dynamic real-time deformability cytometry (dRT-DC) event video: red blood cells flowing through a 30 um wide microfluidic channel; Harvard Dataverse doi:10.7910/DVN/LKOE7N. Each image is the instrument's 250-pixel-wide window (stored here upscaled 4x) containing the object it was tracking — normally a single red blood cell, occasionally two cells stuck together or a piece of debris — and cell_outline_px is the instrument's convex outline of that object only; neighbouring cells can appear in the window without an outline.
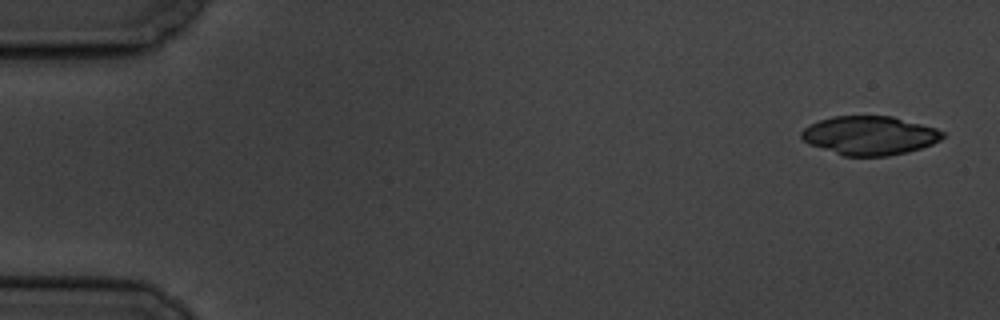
{"species": "common noctule bat (a hibernating species)", "species_latin": "Nyctalus noctula", "temperature_condition": "cold", "stored_images_in_passage": 8, "camera_frame_rate_fps": 3000, "um_per_image_px": 0.085, "animal": {"sex": "male", "body_mass_g": 19.5, "forearm_length_mm": 54.6}, "frame": {"image": 1, "passage_image": 1, "time_ms": 0.0, "image_size_px": [1000, 320], "cell_outline_px": [[944, 136], [940, 140], [932, 144], [908, 152], [888, 156], [844, 156], [808, 144], [800, 136], [800, 132], [804, 128], [820, 120], [832, 116], [892, 116], [936, 128], [944, 132]], "centroid_in_image_um": [73.91, 11.52], "position_along_channel_um": 11.1, "area_um2": 31.91}}